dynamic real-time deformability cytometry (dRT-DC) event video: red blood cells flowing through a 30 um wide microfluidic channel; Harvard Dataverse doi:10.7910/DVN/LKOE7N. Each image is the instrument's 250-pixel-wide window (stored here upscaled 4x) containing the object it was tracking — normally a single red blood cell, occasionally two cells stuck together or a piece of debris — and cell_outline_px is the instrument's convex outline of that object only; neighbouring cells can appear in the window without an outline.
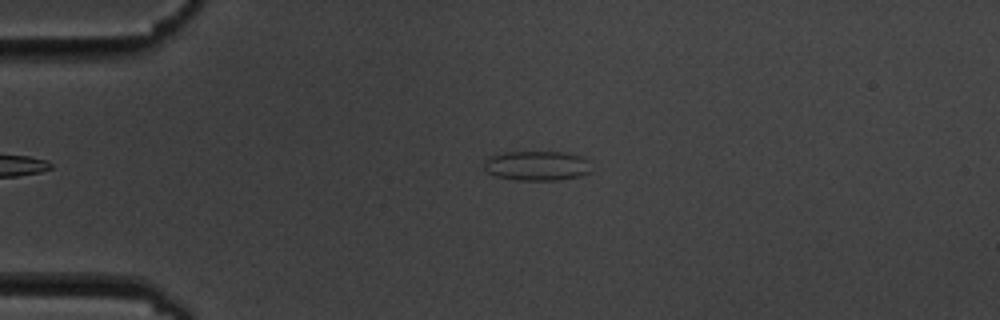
{"species": "common noctule bat (a hibernating species)", "species_latin": "Nyctalus noctula", "temperature_condition": "cold", "stored_images_in_passage": 3, "camera_frame_rate_fps": 3000, "um_per_image_px": 0.085, "animal": {"sex": "male", "body_mass_g": 19.5, "forearm_length_mm": 54.6}, "frame": {"image": 1, "passage_image": 3, "time_ms": 2.333, "image_size_px": [1000, 320], "cell_outline_px": [[588, 172], [580, 176], [560, 180], [516, 180], [496, 176], [488, 172], [484, 168], [484, 160], [488, 156], [496, 152], [564, 152], [580, 156], [588, 160]], "centroid_in_image_um": [45.56, 14.08], "position_along_channel_um": 39.4, "area_um2": 18.61}}